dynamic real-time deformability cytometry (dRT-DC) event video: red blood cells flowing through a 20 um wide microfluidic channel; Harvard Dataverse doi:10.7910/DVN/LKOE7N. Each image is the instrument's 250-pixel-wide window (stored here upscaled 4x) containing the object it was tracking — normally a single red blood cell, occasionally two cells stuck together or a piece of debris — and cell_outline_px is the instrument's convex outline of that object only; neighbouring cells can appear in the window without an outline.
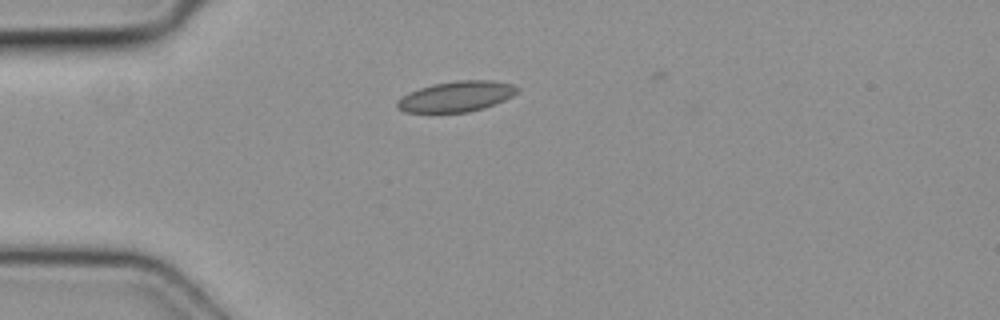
{"species": "common noctule bat (a hibernating species)", "species_latin": "Nyctalus noctula", "temperature_condition": "cold", "stored_images_in_passage": 2, "camera_frame_rate_fps": 3000, "um_per_image_px": 0.085, "animal": {"sex": "female", "body_mass_g": 19.3, "forearm_length_mm": 54.1}, "frame": {"image": 1, "passage_image": 1, "time_ms": 0.0, "image_size_px": [1000, 320], "cell_outline_px": [[520, 88], [512, 96], [504, 100], [484, 108], [468, 112], [404, 112], [396, 108], [396, 100], [400, 96], [408, 92], [432, 84], [456, 80], [492, 80], [512, 84]], "centroid_in_image_um": [38.75, 8.19], "position_along_channel_um": 46.3, "area_um2": 21.5}}